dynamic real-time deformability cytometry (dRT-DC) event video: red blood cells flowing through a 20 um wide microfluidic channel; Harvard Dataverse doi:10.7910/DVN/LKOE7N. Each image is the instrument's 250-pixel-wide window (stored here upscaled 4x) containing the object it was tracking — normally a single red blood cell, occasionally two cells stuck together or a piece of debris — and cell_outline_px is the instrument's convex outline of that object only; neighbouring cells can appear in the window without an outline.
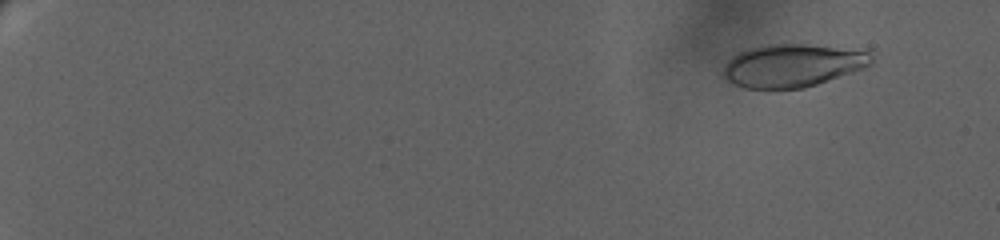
{"species": "human", "species_latin": "Homo sapiens", "temperature_condition": "warm", "stored_images_in_passage": 46, "camera_frame_rate_fps": 3000, "um_per_image_px": 0.085, "donor": {"sex": "female"}, "frame": {"image": 1, "passage_image": 6, "time_ms": 2.333, "image_size_px": [1000, 240], "cell_outline_px": [[872, 64], [864, 68], [804, 88], [744, 88], [728, 80], [724, 76], [724, 68], [728, 60], [732, 56], [748, 48], [768, 44], [808, 44], [868, 52], [872, 56]], "centroid_in_image_um": [67.34, 5.56], "position_along_channel_um": 17.7, "area_um2": 36.47}}
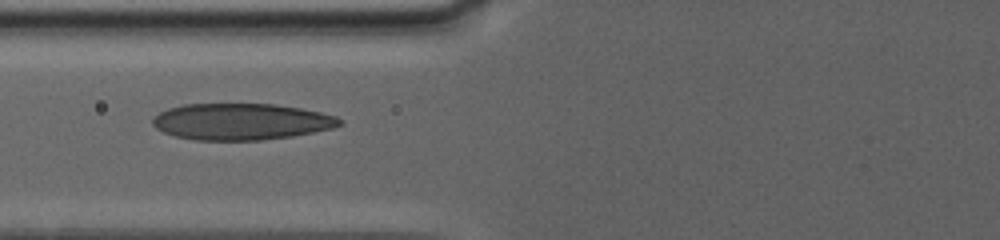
{"frame": {"image": 2, "passage_image": 32, "time_ms": 11.333, "image_size_px": [1000, 240], "cell_outline_px": [[344, 124], [332, 128], [292, 136], [260, 140], [196, 140], [176, 136], [164, 132], [156, 128], [152, 124], [152, 120], [160, 112], [168, 108], [184, 104], [276, 104], [300, 108], [320, 112], [336, 116]], "centroid_in_image_um": [20.5, 10.33], "position_along_channel_um": 105.3, "area_um2": 39.59}}
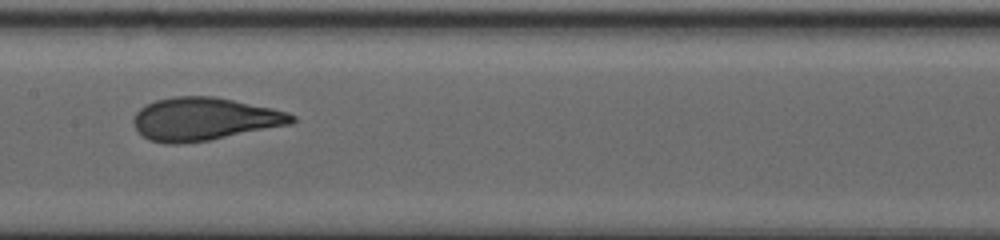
{"frame": {"image": 3, "passage_image": 45, "time_ms": 14.0, "image_size_px": [1000, 240], "cell_outline_px": [[296, 120], [292, 124], [208, 140], [176, 144], [164, 144], [148, 140], [136, 132], [132, 124], [132, 120], [136, 112], [140, 108], [156, 100], [172, 96], [212, 96], [272, 108], [288, 112], [296, 116]], "centroid_in_image_um": [17.32, 10.12], "position_along_channel_um": 190.1, "area_um2": 39.71}}